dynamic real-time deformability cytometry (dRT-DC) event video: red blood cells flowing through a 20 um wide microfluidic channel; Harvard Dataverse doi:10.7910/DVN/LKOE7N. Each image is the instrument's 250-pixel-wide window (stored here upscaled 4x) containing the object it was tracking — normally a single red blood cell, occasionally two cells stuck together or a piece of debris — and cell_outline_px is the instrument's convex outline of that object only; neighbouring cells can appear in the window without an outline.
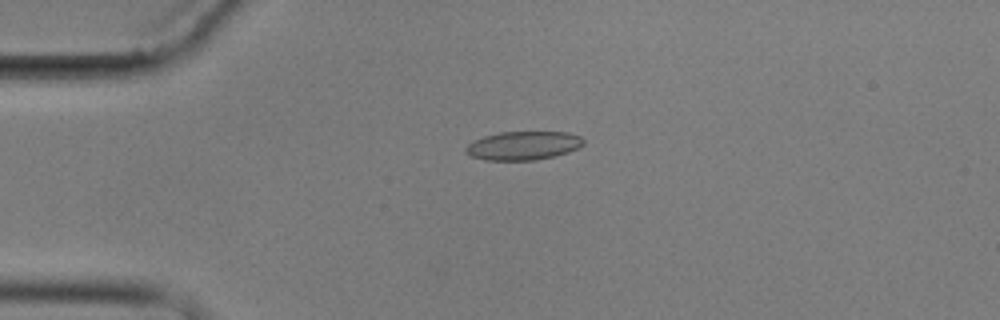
{"species": "common noctule bat (a hibernating species)", "species_latin": "Nyctalus noctula", "temperature_condition": "cold", "stored_images_in_passage": 2, "camera_frame_rate_fps": 3000, "um_per_image_px": 0.085, "animal": {"sex": "male", "body_mass_g": 17.9}, "frame": {"image": 1, "passage_image": 1, "time_ms": 0.0, "image_size_px": [1000, 320], "cell_outline_px": [[584, 144], [568, 152], [536, 160], [484, 160], [472, 156], [464, 152], [464, 148], [468, 144], [484, 136], [500, 132], [568, 132], [580, 136], [584, 140]], "centroid_in_image_um": [44.46, 12.37], "position_along_channel_um": 40.5, "area_um2": 19.54}}